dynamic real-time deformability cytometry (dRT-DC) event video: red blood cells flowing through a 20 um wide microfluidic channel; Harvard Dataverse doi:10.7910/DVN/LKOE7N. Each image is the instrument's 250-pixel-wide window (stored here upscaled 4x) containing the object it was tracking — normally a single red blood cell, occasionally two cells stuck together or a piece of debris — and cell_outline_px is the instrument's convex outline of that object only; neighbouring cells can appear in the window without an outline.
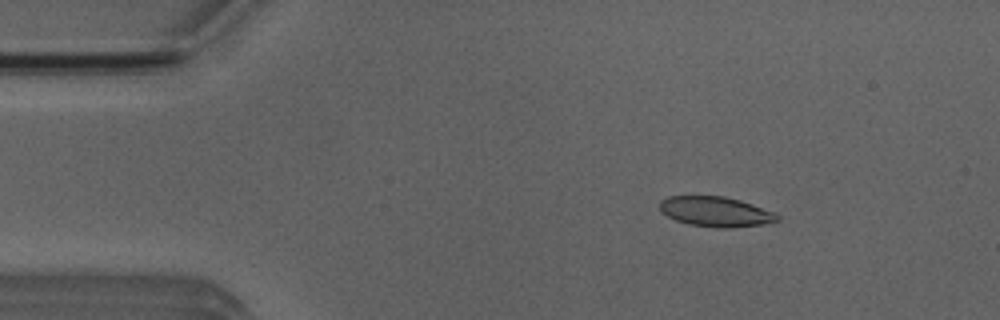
{"species": "Egyptian fruit bat (a non-hibernating species)", "species_latin": "Rousettus aegyptiacus", "temperature_condition": "room temperature", "stored_images_in_passage": 4, "camera_frame_rate_fps": 3000, "um_per_image_px": 0.085, "animal": {"sex": "male"}, "frame": {"image": 1, "passage_image": 2, "time_ms": 1.333, "image_size_px": [1000, 320], "cell_outline_px": [[780, 220], [764, 224], [732, 228], [720, 228], [688, 224], [676, 220], [660, 212], [660, 200], [668, 196], [724, 196], [740, 200], [776, 212], [780, 216]], "centroid_in_image_um": [60.86, 17.99], "position_along_channel_um": 24.1, "area_um2": 20.75}}